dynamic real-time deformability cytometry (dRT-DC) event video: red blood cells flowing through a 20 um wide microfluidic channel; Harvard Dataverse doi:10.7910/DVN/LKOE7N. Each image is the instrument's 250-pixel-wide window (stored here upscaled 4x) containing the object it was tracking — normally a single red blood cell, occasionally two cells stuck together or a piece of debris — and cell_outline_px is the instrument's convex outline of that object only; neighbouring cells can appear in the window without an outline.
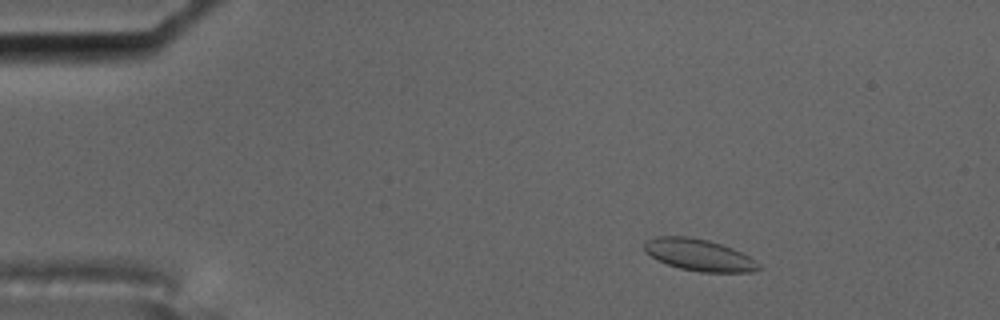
{"species": "common noctule bat (a hibernating species)", "species_latin": "Nyctalus noctula", "temperature_condition": "cold", "stored_images_in_passage": 7, "camera_frame_rate_fps": 3000, "um_per_image_px": 0.085, "animal": {"sex": "male", "body_mass_g": 17.5, "forearm_length_mm": 52.3}, "frame": {"image": 1, "passage_image": 2, "time_ms": 0.333, "image_size_px": [1000, 320], "cell_outline_px": [[760, 268], [752, 272], [700, 272], [680, 268], [668, 264], [644, 252], [644, 244], [648, 240], [656, 236], [688, 236], [708, 240], [732, 248], [748, 256], [760, 264]], "centroid_in_image_um": [59.41, 21.67], "position_along_channel_um": 25.6, "area_um2": 20.92}}